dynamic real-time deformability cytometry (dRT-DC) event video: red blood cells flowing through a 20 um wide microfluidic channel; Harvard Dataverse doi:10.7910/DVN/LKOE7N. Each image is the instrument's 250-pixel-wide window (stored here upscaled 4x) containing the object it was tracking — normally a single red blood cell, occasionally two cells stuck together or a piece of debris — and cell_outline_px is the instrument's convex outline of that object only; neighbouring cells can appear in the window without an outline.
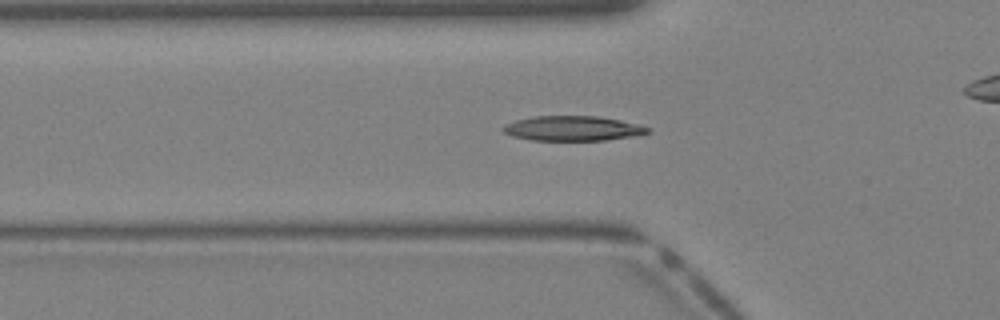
{"species": "Egyptian fruit bat (a non-hibernating species)", "species_latin": "Rousettus aegyptiacus", "temperature_condition": "warm", "stored_images_in_passage": 34, "camera_frame_rate_fps": 3000, "um_per_image_px": 0.085, "animal": {"sex": "female"}, "frame": {"image": 1, "passage_image": 7, "time_ms": 2.0, "image_size_px": [1000, 320], "cell_outline_px": [[648, 132], [636, 136], [608, 140], [532, 140], [512, 136], [504, 132], [500, 128], [504, 124], [516, 120], [532, 116], [600, 116], [620, 120], [636, 124], [648, 128]], "centroid_in_image_um": [48.63, 10.91], "position_along_channel_um": 77.2, "area_um2": 20.92}}
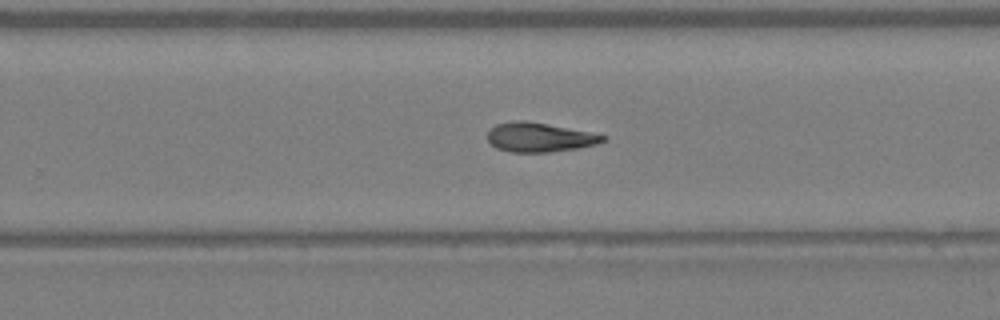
{"frame": {"image": 2, "passage_image": 19, "time_ms": 6.0, "image_size_px": [1000, 320], "cell_outline_px": [[608, 140], [600, 144], [580, 148], [548, 152], [508, 152], [496, 148], [488, 140], [488, 128], [496, 124], [512, 120], [524, 120], [548, 124], [608, 136]], "centroid_in_image_um": [45.86, 11.67], "position_along_channel_um": 283.9, "area_um2": 19.94}}
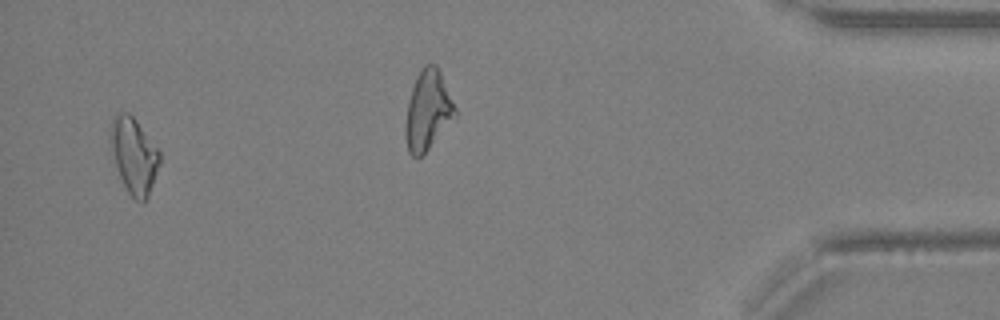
{"frame": {"image": 3, "passage_image": 32, "time_ms": 10.333, "image_size_px": [1000, 320], "cell_outline_px": [[160, 164], [148, 196], [144, 200], [136, 200], [128, 192], [120, 176], [116, 164], [108, 136], [108, 132], [112, 116], [116, 112], [128, 112], [136, 120], [160, 148]], "centroid_in_image_um": [11.38, 13.13], "position_along_channel_um": 423.8, "area_um2": 21.91}}